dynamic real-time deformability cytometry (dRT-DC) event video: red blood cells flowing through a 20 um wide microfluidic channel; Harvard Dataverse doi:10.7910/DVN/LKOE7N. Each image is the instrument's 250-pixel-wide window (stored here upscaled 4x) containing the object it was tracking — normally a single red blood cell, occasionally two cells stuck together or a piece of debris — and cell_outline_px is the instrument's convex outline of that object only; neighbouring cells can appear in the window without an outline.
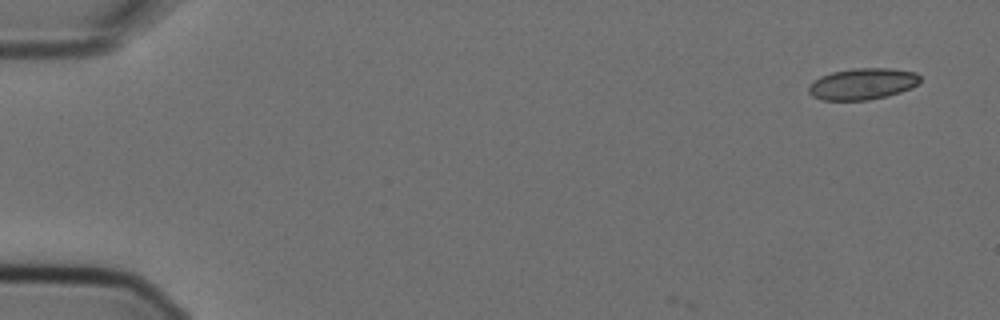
{"species": "Egyptian fruit bat (a non-hibernating species)", "species_latin": "Rousettus aegyptiacus", "temperature_condition": "cold", "stored_images_in_passage": 3, "camera_frame_rate_fps": 3000, "um_per_image_px": 0.085, "animal": {"sex": "female"}, "frame": {"image": 1, "passage_image": 1, "time_ms": 0.0, "image_size_px": [1000, 320], "cell_outline_px": [[920, 80], [912, 88], [900, 92], [868, 100], [820, 100], [812, 96], [808, 92], [808, 84], [812, 80], [820, 76], [832, 72], [856, 68], [888, 68], [916, 72], [920, 76]], "centroid_in_image_um": [73.27, 7.13], "position_along_channel_um": 11.7, "area_um2": 20.46}}